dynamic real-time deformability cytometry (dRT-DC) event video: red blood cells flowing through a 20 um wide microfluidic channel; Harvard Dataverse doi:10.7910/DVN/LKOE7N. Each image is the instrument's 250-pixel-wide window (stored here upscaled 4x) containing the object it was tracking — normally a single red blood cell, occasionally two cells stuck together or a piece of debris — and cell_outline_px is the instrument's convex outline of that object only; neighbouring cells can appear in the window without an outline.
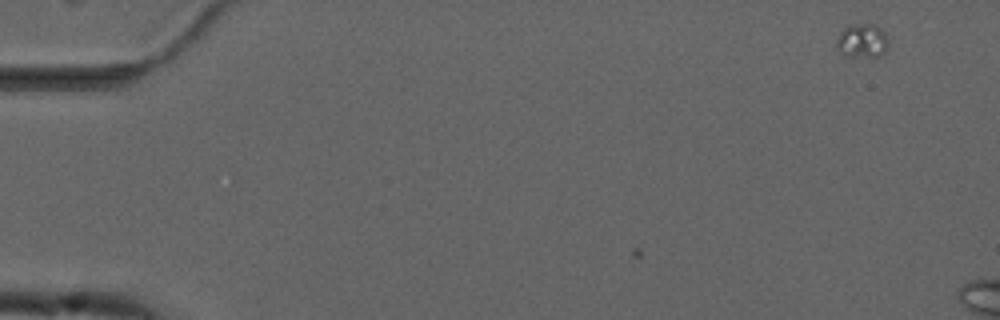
{"species": "common noctule bat (a hibernating species)", "species_latin": "Nyctalus noctula", "temperature_condition": "cold", "stored_images_in_passage": 2, "camera_frame_rate_fps": 3000, "um_per_image_px": 0.085, "animal": {"sex": "male", "forearm_length_mm": 52.5}, "frame": {"image": 1, "passage_image": 2, "time_ms": 0.333, "image_size_px": [1000, 320], "cell_outline_px": [[888, 48], [880, 56], [844, 56], [836, 48], [836, 40], [840, 32], [848, 24], [876, 24], [884, 32], [888, 40]], "centroid_in_image_um": [73.27, 3.46], "position_along_channel_um": 11.7, "area_um2": 10.4}}